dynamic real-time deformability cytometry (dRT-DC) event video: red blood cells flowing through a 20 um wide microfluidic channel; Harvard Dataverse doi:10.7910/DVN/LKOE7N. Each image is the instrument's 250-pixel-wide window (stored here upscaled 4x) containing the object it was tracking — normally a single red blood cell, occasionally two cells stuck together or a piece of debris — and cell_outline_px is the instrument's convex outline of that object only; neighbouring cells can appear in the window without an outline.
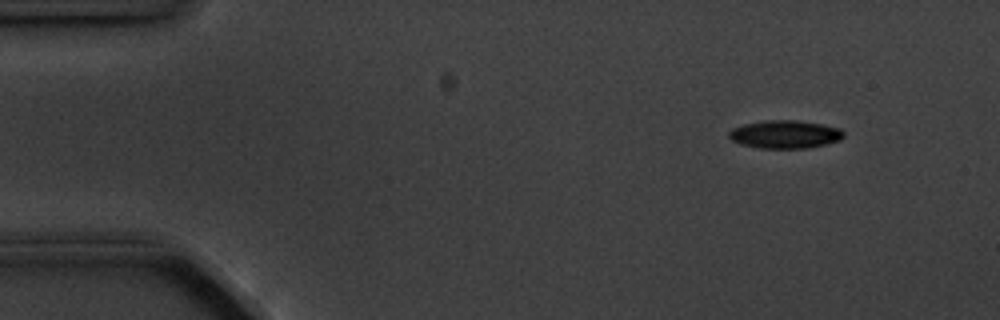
{"species": "common noctule bat (a hibernating species)", "species_latin": "Nyctalus noctula", "temperature_condition": "cold", "stored_images_in_passage": 4, "camera_frame_rate_fps": 3000, "um_per_image_px": 0.085, "animal": {"sex": "male", "body_mass_g": 20.1, "forearm_length_mm": 53.5}, "frame": {"image": 1, "passage_image": 1, "time_ms": 0.0, "image_size_px": [1000, 320], "cell_outline_px": [[844, 136], [840, 140], [808, 148], [760, 148], [740, 144], [732, 140], [728, 136], [728, 132], [732, 128], [744, 124], [768, 120], [796, 120], [820, 124], [840, 128], [844, 132]], "centroid_in_image_um": [66.71, 11.42], "position_along_channel_um": 18.3, "area_um2": 18.67}}
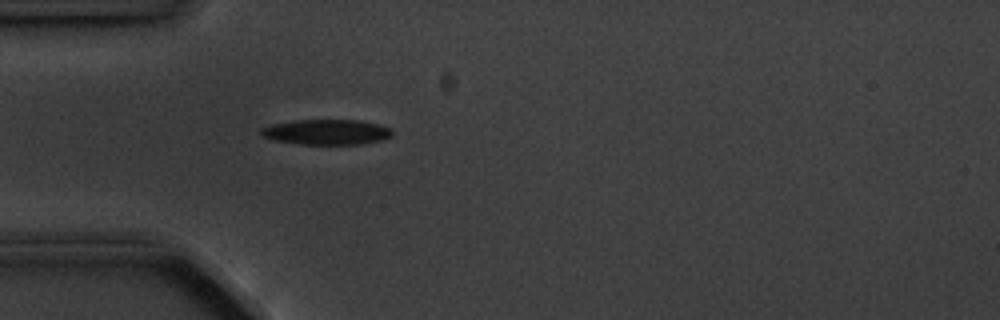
{"frame": {"image": 2, "passage_image": 4, "time_ms": 3.333, "image_size_px": [1000, 320], "cell_outline_px": [[392, 136], [380, 140], [364, 144], [300, 144], [272, 140], [264, 136], [260, 132], [260, 128], [272, 124], [296, 120], [356, 120], [376, 124], [392, 128]], "centroid_in_image_um": [27.75, 11.22], "position_along_channel_um": 57.3, "area_um2": 19.25}}